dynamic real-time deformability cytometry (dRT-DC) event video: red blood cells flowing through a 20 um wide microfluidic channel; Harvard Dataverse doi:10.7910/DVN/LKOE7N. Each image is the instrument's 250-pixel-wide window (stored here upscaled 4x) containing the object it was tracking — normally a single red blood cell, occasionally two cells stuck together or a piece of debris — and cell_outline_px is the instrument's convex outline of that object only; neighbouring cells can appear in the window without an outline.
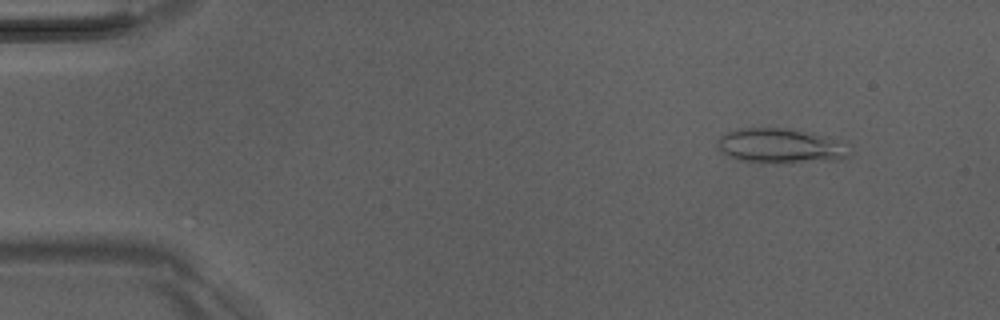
{"species": "Egyptian fruit bat (a non-hibernating species)", "species_latin": "Rousettus aegyptiacus", "temperature_condition": "room temperature", "stored_images_in_passage": 51, "camera_frame_rate_fps": 3000, "um_per_image_px": 0.085, "animal": {"sex": "male"}, "frame": {"image": 1, "passage_image": 6, "time_ms": 1.667, "image_size_px": [1000, 320], "cell_outline_px": [[852, 152], [848, 156], [840, 160], [788, 164], [776, 164], [736, 160], [720, 152], [716, 148], [716, 144], [720, 136], [728, 132], [740, 128], [780, 128], [812, 132], [824, 136]], "centroid_in_image_um": [66.25, 12.44], "position_along_channel_um": 18.8, "area_um2": 26.99}}
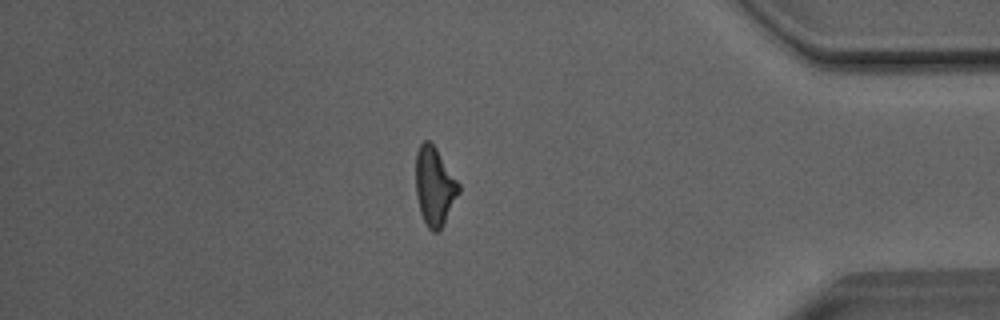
{"frame": {"image": 2, "passage_image": 44, "time_ms": 14.333, "image_size_px": [1000, 320], "cell_outline_px": [[460, 192], [444, 224], [436, 232], [432, 232], [428, 228], [420, 212], [416, 196], [416, 152], [420, 144], [424, 140], [428, 140], [436, 148], [460, 184]], "centroid_in_image_um": [36.94, 15.84], "position_along_channel_um": 398.3, "area_um2": 19.65}}
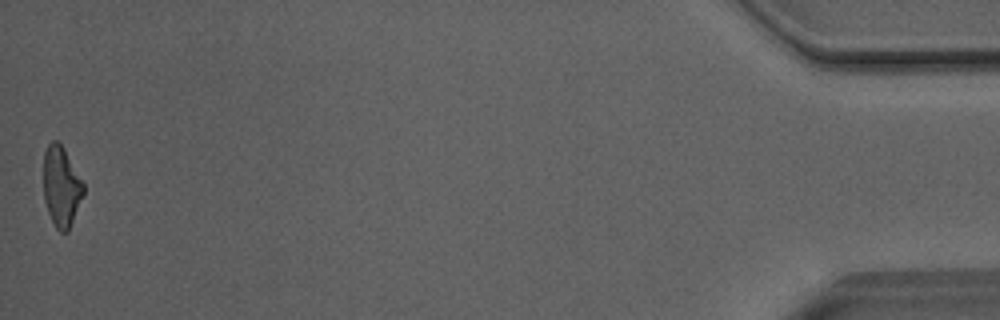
{"frame": {"image": 3, "passage_image": 51, "time_ms": 16.667, "image_size_px": [1000, 320], "cell_outline_px": [[84, 192], [68, 232], [60, 232], [56, 228], [48, 212], [44, 200], [44, 152], [48, 144], [52, 140], [56, 140], [64, 148], [84, 184]], "centroid_in_image_um": [5.2, 15.85], "position_along_channel_um": 430.0, "area_um2": 18.5}, "authors_computed_cell_mechanics": {"area_um2": 20.5768, "velocity_mm_per_s": 4.0634, "shape_relaxation_time_tau1_ms": 8.686, "shape_relaxation_time_tau2_ms": 3.2996, "deformation_change_tau1": 0.2526, "deformation_change_tau2": 0.1448}}